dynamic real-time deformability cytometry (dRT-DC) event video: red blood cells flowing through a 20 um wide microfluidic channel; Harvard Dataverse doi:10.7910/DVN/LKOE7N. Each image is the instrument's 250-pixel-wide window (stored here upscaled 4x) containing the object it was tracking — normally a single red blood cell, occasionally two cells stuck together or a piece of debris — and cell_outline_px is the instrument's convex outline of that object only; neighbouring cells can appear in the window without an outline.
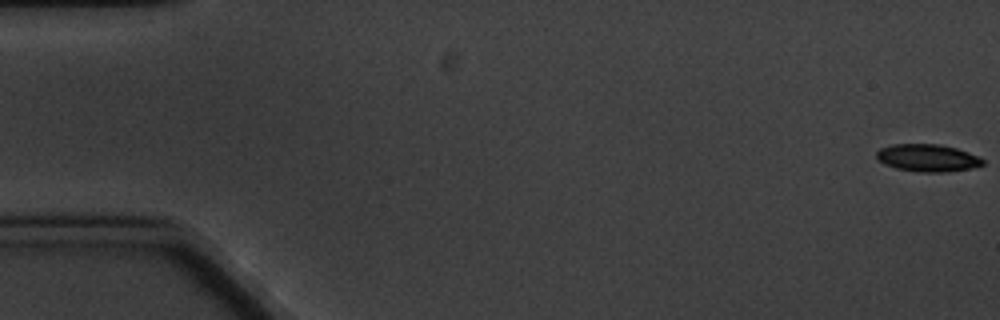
{"species": "common noctule bat (a hibernating species)", "species_latin": "Nyctalus noctula", "temperature_condition": "cold", "stored_images_in_passage": 4, "camera_frame_rate_fps": 3000, "um_per_image_px": 0.085, "animal": {"sex": "male", "body_mass_g": 20.1, "forearm_length_mm": 53.5}, "frame": {"image": 1, "passage_image": 1, "time_ms": 0.0, "image_size_px": [1000, 320], "cell_outline_px": [[984, 164], [972, 168], [944, 172], [920, 172], [896, 168], [884, 164], [876, 156], [876, 152], [880, 148], [892, 144], [940, 144], [956, 148], [980, 156], [984, 160]], "centroid_in_image_um": [78.86, 13.41], "position_along_channel_um": 6.1, "area_um2": 16.99}}